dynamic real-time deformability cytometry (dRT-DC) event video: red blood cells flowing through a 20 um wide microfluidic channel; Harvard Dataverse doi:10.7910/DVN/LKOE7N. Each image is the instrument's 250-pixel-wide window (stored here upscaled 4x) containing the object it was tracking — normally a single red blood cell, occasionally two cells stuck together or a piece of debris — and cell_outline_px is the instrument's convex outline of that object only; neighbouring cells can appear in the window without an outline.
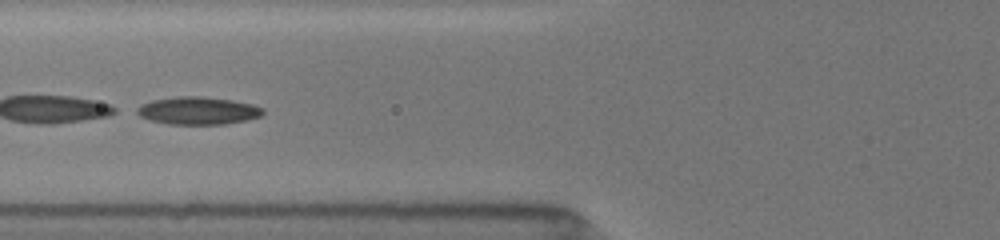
{"species": "common noctule bat (a hibernating species)", "species_latin": "Nyctalus noctula", "temperature_condition": "room temperature", "stored_images_in_passage": 51, "camera_frame_rate_fps": 3000, "um_per_image_px": 0.085, "animal": {"sex": "female", "body_mass_g": 19.5, "forearm_length_mm": 54.1}, "frame": {"image": 1, "passage_image": 22, "time_ms": 7.0, "image_size_px": [1000, 240], "cell_outline_px": [[264, 112], [260, 116], [248, 120], [224, 124], [168, 124], [148, 120], [132, 112], [132, 108], [140, 104], [152, 100], [176, 96], [200, 96], [232, 100], [252, 104], [264, 108]], "centroid_in_image_um": [16.74, 9.4], "position_along_channel_um": 109.1, "area_um2": 20.69}}